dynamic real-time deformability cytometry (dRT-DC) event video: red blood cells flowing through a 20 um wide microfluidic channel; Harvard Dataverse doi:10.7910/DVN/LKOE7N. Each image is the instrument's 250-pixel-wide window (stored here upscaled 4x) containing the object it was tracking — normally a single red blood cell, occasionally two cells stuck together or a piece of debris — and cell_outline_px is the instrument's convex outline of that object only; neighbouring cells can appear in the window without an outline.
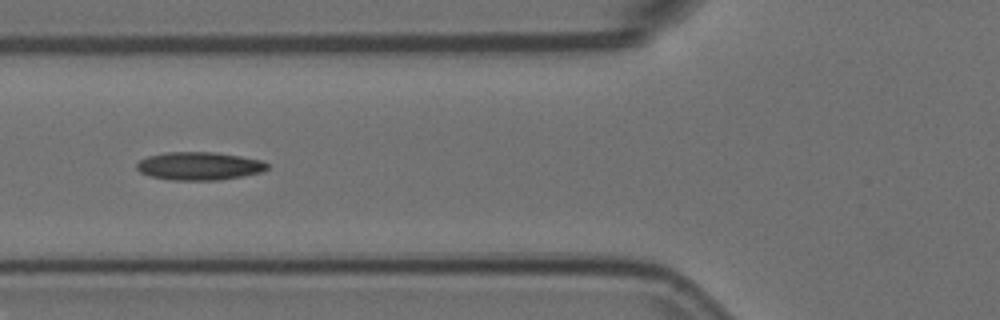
{"species": "Egyptian fruit bat (a non-hibernating species)", "species_latin": "Rousettus aegyptiacus", "temperature_condition": "room temperature", "stored_images_in_passage": 3, "camera_frame_rate_fps": 3000, "um_per_image_px": 0.085, "animal": {"sex": "female"}, "frame": {"image": 1, "passage_image": 2, "time_ms": 0.333, "image_size_px": [1000, 320], "cell_outline_px": [[268, 168], [260, 172], [220, 180], [172, 180], [152, 176], [140, 172], [136, 168], [136, 164], [140, 160], [148, 156], [164, 152], [212, 152], [240, 156], [260, 160], [268, 164]], "centroid_in_image_um": [16.9, 14.11], "position_along_channel_um": 108.9, "area_um2": 21.15}}
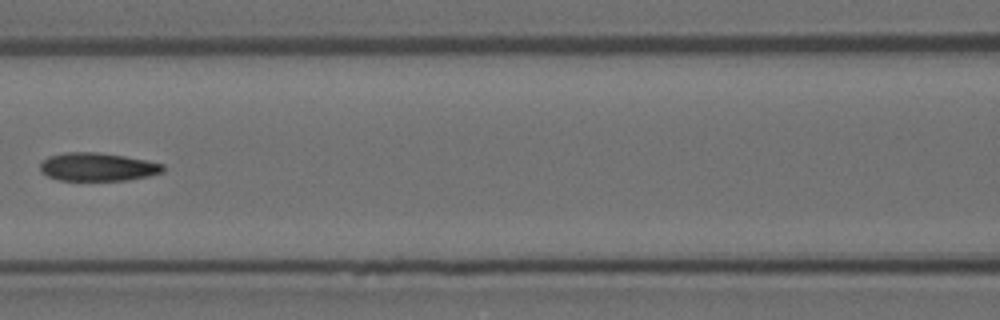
{"frame": {"image": 2, "passage_image": 3, "time_ms": 0.667, "image_size_px": [1000, 320], "cell_outline_px": [[164, 172], [148, 176], [128, 180], [60, 180], [48, 176], [40, 172], [40, 164], [48, 156], [64, 152], [96, 152], [124, 156], [164, 164]], "centroid_in_image_um": [8.28, 14.18], "position_along_channel_um": 158.3, "area_um2": 20.17}}